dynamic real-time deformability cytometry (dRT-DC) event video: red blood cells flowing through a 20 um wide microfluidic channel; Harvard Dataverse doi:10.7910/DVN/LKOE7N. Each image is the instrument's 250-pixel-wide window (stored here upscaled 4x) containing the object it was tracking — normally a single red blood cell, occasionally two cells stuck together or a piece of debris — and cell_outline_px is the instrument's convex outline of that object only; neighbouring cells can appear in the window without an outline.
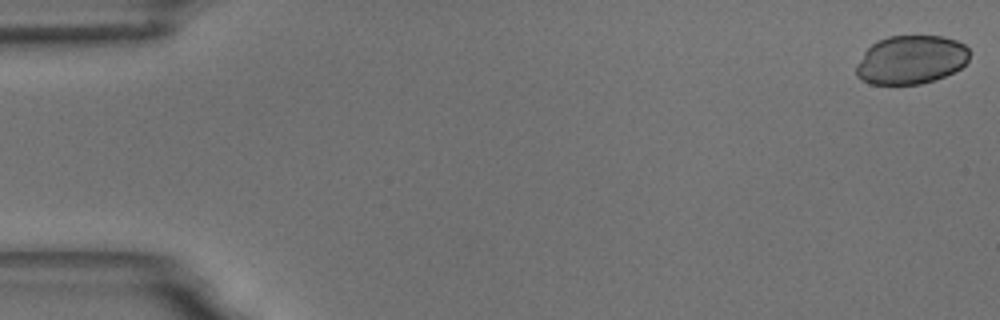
{"species": "common noctule bat (a hibernating species)", "species_latin": "Nyctalus noctula", "temperature_condition": "room temperature", "stored_images_in_passage": 5, "camera_frame_rate_fps": 3000, "um_per_image_px": 0.085, "animal": {"sex": "male", "body_mass_g": 18.8}, "frame": {"image": 1, "passage_image": 1, "time_ms": 0.0, "image_size_px": [1000, 320], "cell_outline_px": [[968, 60], [960, 68], [944, 76], [920, 84], [872, 84], [860, 80], [856, 76], [856, 64], [864, 52], [872, 44], [888, 36], [944, 36], [956, 40], [964, 44], [968, 48]], "centroid_in_image_um": [77.41, 5.08], "position_along_channel_um": 7.6, "area_um2": 32.02}}